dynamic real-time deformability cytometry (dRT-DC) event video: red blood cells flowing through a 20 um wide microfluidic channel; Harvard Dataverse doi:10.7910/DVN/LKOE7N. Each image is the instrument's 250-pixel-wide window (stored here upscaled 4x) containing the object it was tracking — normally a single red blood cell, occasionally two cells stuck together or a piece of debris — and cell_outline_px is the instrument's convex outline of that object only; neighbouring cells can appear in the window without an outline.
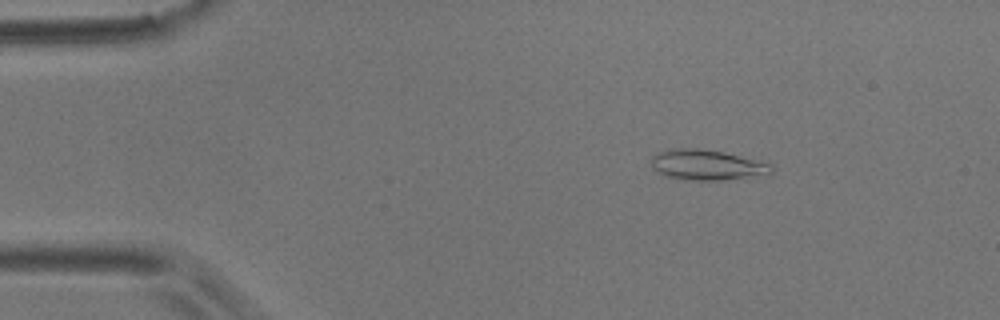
{"species": "common noctule bat (a hibernating species)", "species_latin": "Nyctalus noctula", "temperature_condition": "room temperature", "stored_images_in_passage": 54, "camera_frame_rate_fps": 3000, "um_per_image_px": 0.085, "animal": {"sex": "male", "body_mass_g": 17.9}, "frame": {"image": 1, "passage_image": 8, "time_ms": 2.333, "image_size_px": [1000, 320], "cell_outline_px": [[772, 172], [768, 176], [724, 180], [680, 180], [664, 176], [656, 172], [652, 164], [652, 156], [656, 152], [676, 148], [700, 148], [724, 152], [772, 164]], "centroid_in_image_um": [60.1, 14.04], "position_along_channel_um": 24.9, "area_um2": 21.73}}
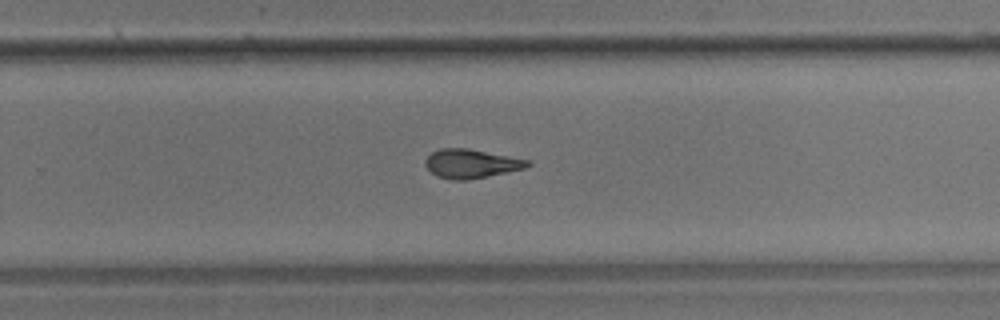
{"frame": {"image": 2, "passage_image": 35, "time_ms": 11.333, "image_size_px": [1000, 320], "cell_outline_px": [[532, 164], [524, 168], [464, 180], [452, 180], [436, 176], [424, 164], [424, 160], [432, 152], [440, 148], [468, 148], [532, 160]], "centroid_in_image_um": [40.04, 13.89], "position_along_channel_um": 289.8, "area_um2": 17.11}}
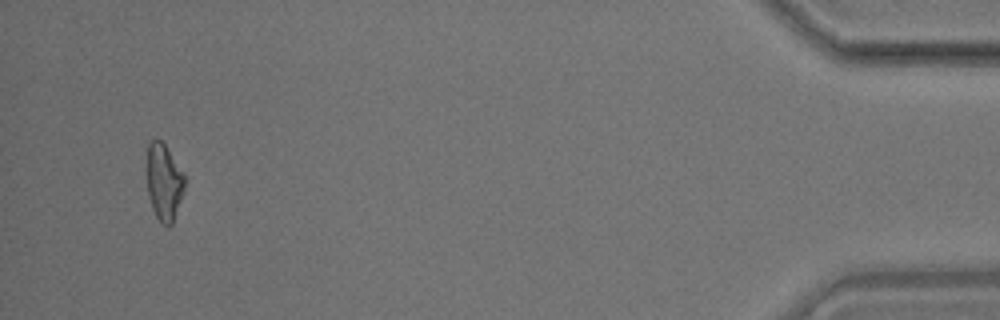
{"frame": {"image": 3, "passage_image": 52, "time_ms": 17.0, "image_size_px": [1000, 320], "cell_outline_px": [[184, 192], [172, 224], [160, 224], [152, 208], [148, 196], [148, 144], [152, 140], [160, 140], [164, 144], [184, 172]], "centroid_in_image_um": [13.96, 15.5], "position_along_channel_um": 421.2, "area_um2": 16.65}, "authors_computed_cell_mechanics": {"area_um2": 17.5423, "velocity_mm_per_s": 3.674, "shape_relaxation_time_tau1_ms": 8.4139, "shape_relaxation_time_tau2_ms": 5.6092, "deformation_change_tau1": 0.2113, "deformation_change_tau2": 0.1231}}